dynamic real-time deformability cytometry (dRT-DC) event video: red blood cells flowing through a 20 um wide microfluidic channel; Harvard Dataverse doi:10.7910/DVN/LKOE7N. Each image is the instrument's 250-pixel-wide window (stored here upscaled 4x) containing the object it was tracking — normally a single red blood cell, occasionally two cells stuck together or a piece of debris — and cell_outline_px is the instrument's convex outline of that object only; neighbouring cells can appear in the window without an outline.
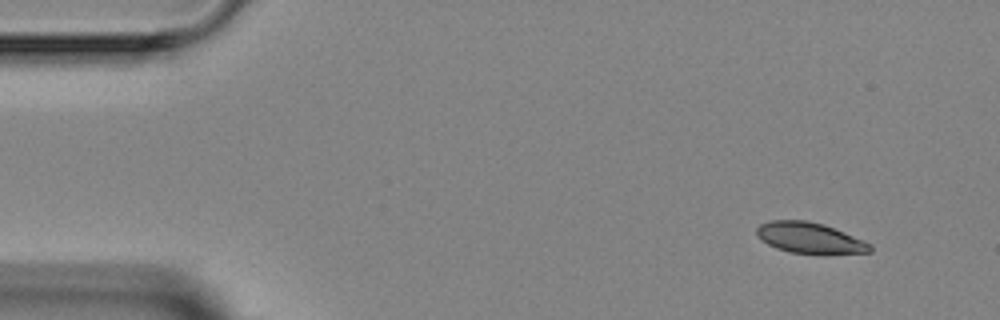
{"species": "Egyptian fruit bat (a non-hibernating species)", "species_latin": "Rousettus aegyptiacus", "temperature_condition": "room temperature", "stored_images_in_passage": 5, "camera_frame_rate_fps": 3000, "um_per_image_px": 0.085, "animal": {"sex": "female"}, "frame": {"image": 1, "passage_image": 1, "time_ms": 0.0, "image_size_px": [1000, 320], "cell_outline_px": [[872, 252], [824, 256], [788, 252], [776, 248], [760, 240], [756, 236], [756, 228], [760, 224], [768, 220], [808, 220], [824, 224], [864, 240], [872, 244]], "centroid_in_image_um": [68.85, 20.26], "position_along_channel_um": 16.1, "area_um2": 21.27}}
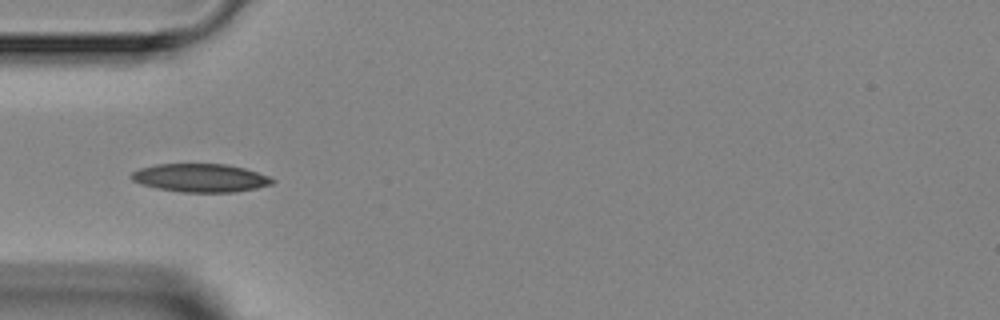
{"frame": {"image": 2, "passage_image": 4, "time_ms": 3.667, "image_size_px": [1000, 320], "cell_outline_px": [[276, 180], [272, 184], [256, 188], [236, 192], [180, 192], [156, 188], [140, 184], [132, 180], [128, 176], [132, 172], [140, 168], [156, 164], [224, 164], [244, 168], [268, 176]], "centroid_in_image_um": [17.0, 15.12], "position_along_channel_um": 68.0, "area_um2": 23.29}}
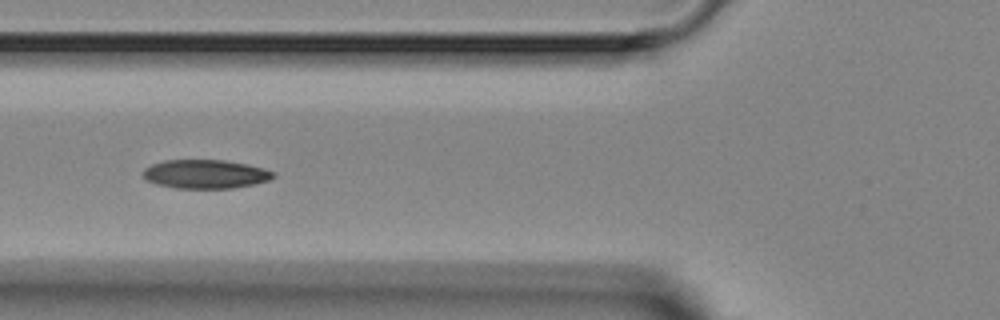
{"frame": {"image": 3, "passage_image": 5, "time_ms": 4.667, "image_size_px": [1000, 320], "cell_outline_px": [[276, 176], [268, 180], [256, 184], [232, 188], [176, 188], [156, 184], [148, 180], [144, 176], [144, 168], [152, 164], [164, 160], [224, 160], [248, 164], [276, 172]], "centroid_in_image_um": [17.49, 14.79], "position_along_channel_um": 108.3, "area_um2": 21.85}}